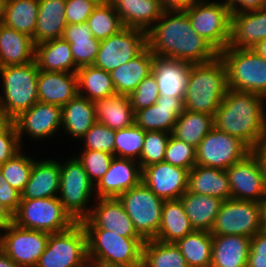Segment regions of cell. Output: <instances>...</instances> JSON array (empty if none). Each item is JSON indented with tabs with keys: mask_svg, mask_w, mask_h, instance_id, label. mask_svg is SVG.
<instances>
[{
	"mask_svg": "<svg viewBox=\"0 0 266 267\" xmlns=\"http://www.w3.org/2000/svg\"><path fill=\"white\" fill-rule=\"evenodd\" d=\"M147 43L155 56L191 64L209 62L219 55L195 32L185 11H164L147 32Z\"/></svg>",
	"mask_w": 266,
	"mask_h": 267,
	"instance_id": "1",
	"label": "cell"
},
{
	"mask_svg": "<svg viewBox=\"0 0 266 267\" xmlns=\"http://www.w3.org/2000/svg\"><path fill=\"white\" fill-rule=\"evenodd\" d=\"M265 99L260 94L228 89L213 116L214 127L255 149L266 140Z\"/></svg>",
	"mask_w": 266,
	"mask_h": 267,
	"instance_id": "2",
	"label": "cell"
},
{
	"mask_svg": "<svg viewBox=\"0 0 266 267\" xmlns=\"http://www.w3.org/2000/svg\"><path fill=\"white\" fill-rule=\"evenodd\" d=\"M228 89L226 67L219 55L209 62L192 64L184 109L214 116Z\"/></svg>",
	"mask_w": 266,
	"mask_h": 267,
	"instance_id": "3",
	"label": "cell"
},
{
	"mask_svg": "<svg viewBox=\"0 0 266 267\" xmlns=\"http://www.w3.org/2000/svg\"><path fill=\"white\" fill-rule=\"evenodd\" d=\"M0 74L4 93L0 94V107L14 120L39 101V68L34 60L24 65L0 67Z\"/></svg>",
	"mask_w": 266,
	"mask_h": 267,
	"instance_id": "4",
	"label": "cell"
},
{
	"mask_svg": "<svg viewBox=\"0 0 266 267\" xmlns=\"http://www.w3.org/2000/svg\"><path fill=\"white\" fill-rule=\"evenodd\" d=\"M228 88L260 94L266 98V60L253 49L226 47L219 52Z\"/></svg>",
	"mask_w": 266,
	"mask_h": 267,
	"instance_id": "5",
	"label": "cell"
},
{
	"mask_svg": "<svg viewBox=\"0 0 266 267\" xmlns=\"http://www.w3.org/2000/svg\"><path fill=\"white\" fill-rule=\"evenodd\" d=\"M89 263H142L141 237H123L114 231L84 228Z\"/></svg>",
	"mask_w": 266,
	"mask_h": 267,
	"instance_id": "6",
	"label": "cell"
},
{
	"mask_svg": "<svg viewBox=\"0 0 266 267\" xmlns=\"http://www.w3.org/2000/svg\"><path fill=\"white\" fill-rule=\"evenodd\" d=\"M13 223L25 229L59 233L77 222L64 209L58 197L21 200Z\"/></svg>",
	"mask_w": 266,
	"mask_h": 267,
	"instance_id": "7",
	"label": "cell"
},
{
	"mask_svg": "<svg viewBox=\"0 0 266 267\" xmlns=\"http://www.w3.org/2000/svg\"><path fill=\"white\" fill-rule=\"evenodd\" d=\"M35 267H91L83 225L77 222L66 231L49 234L45 251Z\"/></svg>",
	"mask_w": 266,
	"mask_h": 267,
	"instance_id": "8",
	"label": "cell"
},
{
	"mask_svg": "<svg viewBox=\"0 0 266 267\" xmlns=\"http://www.w3.org/2000/svg\"><path fill=\"white\" fill-rule=\"evenodd\" d=\"M118 200L132 220L137 234L144 241L156 239L165 200L157 197L142 181L122 193Z\"/></svg>",
	"mask_w": 266,
	"mask_h": 267,
	"instance_id": "9",
	"label": "cell"
},
{
	"mask_svg": "<svg viewBox=\"0 0 266 267\" xmlns=\"http://www.w3.org/2000/svg\"><path fill=\"white\" fill-rule=\"evenodd\" d=\"M63 162L60 164L58 198L71 217L81 222L90 215L91 208L87 204L91 201L95 185L76 157Z\"/></svg>",
	"mask_w": 266,
	"mask_h": 267,
	"instance_id": "10",
	"label": "cell"
},
{
	"mask_svg": "<svg viewBox=\"0 0 266 267\" xmlns=\"http://www.w3.org/2000/svg\"><path fill=\"white\" fill-rule=\"evenodd\" d=\"M193 29L218 52L229 46L231 13L224 2L199 0L185 10Z\"/></svg>",
	"mask_w": 266,
	"mask_h": 267,
	"instance_id": "11",
	"label": "cell"
},
{
	"mask_svg": "<svg viewBox=\"0 0 266 267\" xmlns=\"http://www.w3.org/2000/svg\"><path fill=\"white\" fill-rule=\"evenodd\" d=\"M261 229L262 203L231 198L222 202L210 233L252 238Z\"/></svg>",
	"mask_w": 266,
	"mask_h": 267,
	"instance_id": "12",
	"label": "cell"
},
{
	"mask_svg": "<svg viewBox=\"0 0 266 267\" xmlns=\"http://www.w3.org/2000/svg\"><path fill=\"white\" fill-rule=\"evenodd\" d=\"M250 152L240 139L213 127L196 148V165L226 170Z\"/></svg>",
	"mask_w": 266,
	"mask_h": 267,
	"instance_id": "13",
	"label": "cell"
},
{
	"mask_svg": "<svg viewBox=\"0 0 266 267\" xmlns=\"http://www.w3.org/2000/svg\"><path fill=\"white\" fill-rule=\"evenodd\" d=\"M147 46V32L125 27L119 33L100 41L94 66L110 73L139 55Z\"/></svg>",
	"mask_w": 266,
	"mask_h": 267,
	"instance_id": "14",
	"label": "cell"
},
{
	"mask_svg": "<svg viewBox=\"0 0 266 267\" xmlns=\"http://www.w3.org/2000/svg\"><path fill=\"white\" fill-rule=\"evenodd\" d=\"M2 232L0 233V248L18 266L35 267L45 251L49 233L25 229L14 223Z\"/></svg>",
	"mask_w": 266,
	"mask_h": 267,
	"instance_id": "15",
	"label": "cell"
},
{
	"mask_svg": "<svg viewBox=\"0 0 266 267\" xmlns=\"http://www.w3.org/2000/svg\"><path fill=\"white\" fill-rule=\"evenodd\" d=\"M225 171L231 188V198L259 203L266 199L260 165L252 152Z\"/></svg>",
	"mask_w": 266,
	"mask_h": 267,
	"instance_id": "16",
	"label": "cell"
},
{
	"mask_svg": "<svg viewBox=\"0 0 266 267\" xmlns=\"http://www.w3.org/2000/svg\"><path fill=\"white\" fill-rule=\"evenodd\" d=\"M189 170L162 161L142 169V182L163 200L179 199L188 190Z\"/></svg>",
	"mask_w": 266,
	"mask_h": 267,
	"instance_id": "17",
	"label": "cell"
},
{
	"mask_svg": "<svg viewBox=\"0 0 266 267\" xmlns=\"http://www.w3.org/2000/svg\"><path fill=\"white\" fill-rule=\"evenodd\" d=\"M20 144L24 133L31 138L44 139L57 133L62 123V107L55 104L36 102L30 109L13 120Z\"/></svg>",
	"mask_w": 266,
	"mask_h": 267,
	"instance_id": "18",
	"label": "cell"
},
{
	"mask_svg": "<svg viewBox=\"0 0 266 267\" xmlns=\"http://www.w3.org/2000/svg\"><path fill=\"white\" fill-rule=\"evenodd\" d=\"M96 199L98 202H95L94 207L91 206L90 215L80 222L84 228L114 231L123 237H140L118 198Z\"/></svg>",
	"mask_w": 266,
	"mask_h": 267,
	"instance_id": "19",
	"label": "cell"
},
{
	"mask_svg": "<svg viewBox=\"0 0 266 267\" xmlns=\"http://www.w3.org/2000/svg\"><path fill=\"white\" fill-rule=\"evenodd\" d=\"M142 181V169L136 160L114 157L110 168L95 185L96 198H118Z\"/></svg>",
	"mask_w": 266,
	"mask_h": 267,
	"instance_id": "20",
	"label": "cell"
},
{
	"mask_svg": "<svg viewBox=\"0 0 266 267\" xmlns=\"http://www.w3.org/2000/svg\"><path fill=\"white\" fill-rule=\"evenodd\" d=\"M184 97L160 95L157 103L135 112V124L144 131L172 133L178 116L185 110Z\"/></svg>",
	"mask_w": 266,
	"mask_h": 267,
	"instance_id": "21",
	"label": "cell"
},
{
	"mask_svg": "<svg viewBox=\"0 0 266 267\" xmlns=\"http://www.w3.org/2000/svg\"><path fill=\"white\" fill-rule=\"evenodd\" d=\"M191 63L164 57H153L152 73L159 87V95L184 97Z\"/></svg>",
	"mask_w": 266,
	"mask_h": 267,
	"instance_id": "22",
	"label": "cell"
},
{
	"mask_svg": "<svg viewBox=\"0 0 266 267\" xmlns=\"http://www.w3.org/2000/svg\"><path fill=\"white\" fill-rule=\"evenodd\" d=\"M266 38V8L231 15V37L228 47L252 49Z\"/></svg>",
	"mask_w": 266,
	"mask_h": 267,
	"instance_id": "23",
	"label": "cell"
},
{
	"mask_svg": "<svg viewBox=\"0 0 266 267\" xmlns=\"http://www.w3.org/2000/svg\"><path fill=\"white\" fill-rule=\"evenodd\" d=\"M37 91L40 102L62 107L78 94L77 73L39 70Z\"/></svg>",
	"mask_w": 266,
	"mask_h": 267,
	"instance_id": "24",
	"label": "cell"
},
{
	"mask_svg": "<svg viewBox=\"0 0 266 267\" xmlns=\"http://www.w3.org/2000/svg\"><path fill=\"white\" fill-rule=\"evenodd\" d=\"M60 172V162L56 160H34L29 181L21 192V200L58 197Z\"/></svg>",
	"mask_w": 266,
	"mask_h": 267,
	"instance_id": "25",
	"label": "cell"
},
{
	"mask_svg": "<svg viewBox=\"0 0 266 267\" xmlns=\"http://www.w3.org/2000/svg\"><path fill=\"white\" fill-rule=\"evenodd\" d=\"M34 60L32 37L0 22V67L24 65Z\"/></svg>",
	"mask_w": 266,
	"mask_h": 267,
	"instance_id": "26",
	"label": "cell"
},
{
	"mask_svg": "<svg viewBox=\"0 0 266 267\" xmlns=\"http://www.w3.org/2000/svg\"><path fill=\"white\" fill-rule=\"evenodd\" d=\"M154 54L147 46L139 55L110 72L117 94L129 96L152 73Z\"/></svg>",
	"mask_w": 266,
	"mask_h": 267,
	"instance_id": "27",
	"label": "cell"
},
{
	"mask_svg": "<svg viewBox=\"0 0 266 267\" xmlns=\"http://www.w3.org/2000/svg\"><path fill=\"white\" fill-rule=\"evenodd\" d=\"M250 240L240 235H212L211 267H246Z\"/></svg>",
	"mask_w": 266,
	"mask_h": 267,
	"instance_id": "28",
	"label": "cell"
},
{
	"mask_svg": "<svg viewBox=\"0 0 266 267\" xmlns=\"http://www.w3.org/2000/svg\"><path fill=\"white\" fill-rule=\"evenodd\" d=\"M35 61L39 70L77 73L69 42L63 38L35 45Z\"/></svg>",
	"mask_w": 266,
	"mask_h": 267,
	"instance_id": "29",
	"label": "cell"
},
{
	"mask_svg": "<svg viewBox=\"0 0 266 267\" xmlns=\"http://www.w3.org/2000/svg\"><path fill=\"white\" fill-rule=\"evenodd\" d=\"M38 17L34 33V44L62 38L67 25L66 0H38Z\"/></svg>",
	"mask_w": 266,
	"mask_h": 267,
	"instance_id": "30",
	"label": "cell"
},
{
	"mask_svg": "<svg viewBox=\"0 0 266 267\" xmlns=\"http://www.w3.org/2000/svg\"><path fill=\"white\" fill-rule=\"evenodd\" d=\"M194 230L210 232L219 213L222 199L190 192L179 198Z\"/></svg>",
	"mask_w": 266,
	"mask_h": 267,
	"instance_id": "31",
	"label": "cell"
},
{
	"mask_svg": "<svg viewBox=\"0 0 266 267\" xmlns=\"http://www.w3.org/2000/svg\"><path fill=\"white\" fill-rule=\"evenodd\" d=\"M188 190L193 193L231 199V188L225 170L195 165L189 171Z\"/></svg>",
	"mask_w": 266,
	"mask_h": 267,
	"instance_id": "32",
	"label": "cell"
},
{
	"mask_svg": "<svg viewBox=\"0 0 266 267\" xmlns=\"http://www.w3.org/2000/svg\"><path fill=\"white\" fill-rule=\"evenodd\" d=\"M124 27L148 32L164 10L160 0H125L116 8Z\"/></svg>",
	"mask_w": 266,
	"mask_h": 267,
	"instance_id": "33",
	"label": "cell"
},
{
	"mask_svg": "<svg viewBox=\"0 0 266 267\" xmlns=\"http://www.w3.org/2000/svg\"><path fill=\"white\" fill-rule=\"evenodd\" d=\"M96 121L112 130L130 127L135 123V113L126 95L114 94L93 102Z\"/></svg>",
	"mask_w": 266,
	"mask_h": 267,
	"instance_id": "34",
	"label": "cell"
},
{
	"mask_svg": "<svg viewBox=\"0 0 266 267\" xmlns=\"http://www.w3.org/2000/svg\"><path fill=\"white\" fill-rule=\"evenodd\" d=\"M62 38L69 42L77 68L94 65L100 40L93 37L87 22L66 25Z\"/></svg>",
	"mask_w": 266,
	"mask_h": 267,
	"instance_id": "35",
	"label": "cell"
},
{
	"mask_svg": "<svg viewBox=\"0 0 266 267\" xmlns=\"http://www.w3.org/2000/svg\"><path fill=\"white\" fill-rule=\"evenodd\" d=\"M94 103L77 94L62 106V127L71 137L81 139L96 123Z\"/></svg>",
	"mask_w": 266,
	"mask_h": 267,
	"instance_id": "36",
	"label": "cell"
},
{
	"mask_svg": "<svg viewBox=\"0 0 266 267\" xmlns=\"http://www.w3.org/2000/svg\"><path fill=\"white\" fill-rule=\"evenodd\" d=\"M194 231L180 199L165 200L162 207V221L156 240L176 243Z\"/></svg>",
	"mask_w": 266,
	"mask_h": 267,
	"instance_id": "37",
	"label": "cell"
},
{
	"mask_svg": "<svg viewBox=\"0 0 266 267\" xmlns=\"http://www.w3.org/2000/svg\"><path fill=\"white\" fill-rule=\"evenodd\" d=\"M213 127L212 115L184 110L178 116L171 135L197 148Z\"/></svg>",
	"mask_w": 266,
	"mask_h": 267,
	"instance_id": "38",
	"label": "cell"
},
{
	"mask_svg": "<svg viewBox=\"0 0 266 267\" xmlns=\"http://www.w3.org/2000/svg\"><path fill=\"white\" fill-rule=\"evenodd\" d=\"M78 94L94 102L116 94L110 73L91 66L78 68Z\"/></svg>",
	"mask_w": 266,
	"mask_h": 267,
	"instance_id": "39",
	"label": "cell"
},
{
	"mask_svg": "<svg viewBox=\"0 0 266 267\" xmlns=\"http://www.w3.org/2000/svg\"><path fill=\"white\" fill-rule=\"evenodd\" d=\"M38 0H7L1 23L32 37L38 17Z\"/></svg>",
	"mask_w": 266,
	"mask_h": 267,
	"instance_id": "40",
	"label": "cell"
},
{
	"mask_svg": "<svg viewBox=\"0 0 266 267\" xmlns=\"http://www.w3.org/2000/svg\"><path fill=\"white\" fill-rule=\"evenodd\" d=\"M189 267H211L212 234L194 230L176 242Z\"/></svg>",
	"mask_w": 266,
	"mask_h": 267,
	"instance_id": "41",
	"label": "cell"
},
{
	"mask_svg": "<svg viewBox=\"0 0 266 267\" xmlns=\"http://www.w3.org/2000/svg\"><path fill=\"white\" fill-rule=\"evenodd\" d=\"M142 264L143 267H189L176 243L156 239L144 242Z\"/></svg>",
	"mask_w": 266,
	"mask_h": 267,
	"instance_id": "42",
	"label": "cell"
},
{
	"mask_svg": "<svg viewBox=\"0 0 266 267\" xmlns=\"http://www.w3.org/2000/svg\"><path fill=\"white\" fill-rule=\"evenodd\" d=\"M87 24L93 37L100 41L125 28L116 9L109 4H98L87 19Z\"/></svg>",
	"mask_w": 266,
	"mask_h": 267,
	"instance_id": "43",
	"label": "cell"
},
{
	"mask_svg": "<svg viewBox=\"0 0 266 267\" xmlns=\"http://www.w3.org/2000/svg\"><path fill=\"white\" fill-rule=\"evenodd\" d=\"M146 131L135 123L126 128L115 130L114 157L139 161Z\"/></svg>",
	"mask_w": 266,
	"mask_h": 267,
	"instance_id": "44",
	"label": "cell"
},
{
	"mask_svg": "<svg viewBox=\"0 0 266 267\" xmlns=\"http://www.w3.org/2000/svg\"><path fill=\"white\" fill-rule=\"evenodd\" d=\"M34 160L29 156L23 155L20 150L12 158L0 165V170L7 183L20 193L29 181Z\"/></svg>",
	"mask_w": 266,
	"mask_h": 267,
	"instance_id": "45",
	"label": "cell"
},
{
	"mask_svg": "<svg viewBox=\"0 0 266 267\" xmlns=\"http://www.w3.org/2000/svg\"><path fill=\"white\" fill-rule=\"evenodd\" d=\"M170 133L161 131H146L143 150L139 159L141 169L164 161L165 150L169 141Z\"/></svg>",
	"mask_w": 266,
	"mask_h": 267,
	"instance_id": "46",
	"label": "cell"
},
{
	"mask_svg": "<svg viewBox=\"0 0 266 267\" xmlns=\"http://www.w3.org/2000/svg\"><path fill=\"white\" fill-rule=\"evenodd\" d=\"M76 158L84 167L90 181L96 185L107 173L114 155L95 150H83Z\"/></svg>",
	"mask_w": 266,
	"mask_h": 267,
	"instance_id": "47",
	"label": "cell"
},
{
	"mask_svg": "<svg viewBox=\"0 0 266 267\" xmlns=\"http://www.w3.org/2000/svg\"><path fill=\"white\" fill-rule=\"evenodd\" d=\"M164 161L190 171L196 165V148L170 135Z\"/></svg>",
	"mask_w": 266,
	"mask_h": 267,
	"instance_id": "48",
	"label": "cell"
},
{
	"mask_svg": "<svg viewBox=\"0 0 266 267\" xmlns=\"http://www.w3.org/2000/svg\"><path fill=\"white\" fill-rule=\"evenodd\" d=\"M81 139L84 141V150H95L114 155L115 130L105 124L96 122Z\"/></svg>",
	"mask_w": 266,
	"mask_h": 267,
	"instance_id": "49",
	"label": "cell"
},
{
	"mask_svg": "<svg viewBox=\"0 0 266 267\" xmlns=\"http://www.w3.org/2000/svg\"><path fill=\"white\" fill-rule=\"evenodd\" d=\"M159 96L158 83L150 73L128 97L135 113L157 103Z\"/></svg>",
	"mask_w": 266,
	"mask_h": 267,
	"instance_id": "50",
	"label": "cell"
},
{
	"mask_svg": "<svg viewBox=\"0 0 266 267\" xmlns=\"http://www.w3.org/2000/svg\"><path fill=\"white\" fill-rule=\"evenodd\" d=\"M97 5L93 0H66L65 18L67 25L86 23Z\"/></svg>",
	"mask_w": 266,
	"mask_h": 267,
	"instance_id": "51",
	"label": "cell"
},
{
	"mask_svg": "<svg viewBox=\"0 0 266 267\" xmlns=\"http://www.w3.org/2000/svg\"><path fill=\"white\" fill-rule=\"evenodd\" d=\"M22 148L13 122L4 132L0 133V165L12 158Z\"/></svg>",
	"mask_w": 266,
	"mask_h": 267,
	"instance_id": "52",
	"label": "cell"
},
{
	"mask_svg": "<svg viewBox=\"0 0 266 267\" xmlns=\"http://www.w3.org/2000/svg\"><path fill=\"white\" fill-rule=\"evenodd\" d=\"M246 267H266V230L261 229L251 238Z\"/></svg>",
	"mask_w": 266,
	"mask_h": 267,
	"instance_id": "53",
	"label": "cell"
},
{
	"mask_svg": "<svg viewBox=\"0 0 266 267\" xmlns=\"http://www.w3.org/2000/svg\"><path fill=\"white\" fill-rule=\"evenodd\" d=\"M20 202L21 193L7 183L0 170V203L15 214Z\"/></svg>",
	"mask_w": 266,
	"mask_h": 267,
	"instance_id": "54",
	"label": "cell"
},
{
	"mask_svg": "<svg viewBox=\"0 0 266 267\" xmlns=\"http://www.w3.org/2000/svg\"><path fill=\"white\" fill-rule=\"evenodd\" d=\"M224 3L229 7L231 15L266 8V0H225Z\"/></svg>",
	"mask_w": 266,
	"mask_h": 267,
	"instance_id": "55",
	"label": "cell"
},
{
	"mask_svg": "<svg viewBox=\"0 0 266 267\" xmlns=\"http://www.w3.org/2000/svg\"><path fill=\"white\" fill-rule=\"evenodd\" d=\"M199 0H160L164 11H185Z\"/></svg>",
	"mask_w": 266,
	"mask_h": 267,
	"instance_id": "56",
	"label": "cell"
},
{
	"mask_svg": "<svg viewBox=\"0 0 266 267\" xmlns=\"http://www.w3.org/2000/svg\"><path fill=\"white\" fill-rule=\"evenodd\" d=\"M251 152L256 156L258 160L264 180V186L266 189V140L255 149L251 150Z\"/></svg>",
	"mask_w": 266,
	"mask_h": 267,
	"instance_id": "57",
	"label": "cell"
},
{
	"mask_svg": "<svg viewBox=\"0 0 266 267\" xmlns=\"http://www.w3.org/2000/svg\"><path fill=\"white\" fill-rule=\"evenodd\" d=\"M14 214L0 203V230L3 231L9 225L13 224ZM0 231V233H1Z\"/></svg>",
	"mask_w": 266,
	"mask_h": 267,
	"instance_id": "58",
	"label": "cell"
},
{
	"mask_svg": "<svg viewBox=\"0 0 266 267\" xmlns=\"http://www.w3.org/2000/svg\"><path fill=\"white\" fill-rule=\"evenodd\" d=\"M91 267H143L142 263H90Z\"/></svg>",
	"mask_w": 266,
	"mask_h": 267,
	"instance_id": "59",
	"label": "cell"
},
{
	"mask_svg": "<svg viewBox=\"0 0 266 267\" xmlns=\"http://www.w3.org/2000/svg\"><path fill=\"white\" fill-rule=\"evenodd\" d=\"M12 123L13 120L0 107V133L4 132Z\"/></svg>",
	"mask_w": 266,
	"mask_h": 267,
	"instance_id": "60",
	"label": "cell"
},
{
	"mask_svg": "<svg viewBox=\"0 0 266 267\" xmlns=\"http://www.w3.org/2000/svg\"><path fill=\"white\" fill-rule=\"evenodd\" d=\"M0 267H20L0 248Z\"/></svg>",
	"mask_w": 266,
	"mask_h": 267,
	"instance_id": "61",
	"label": "cell"
},
{
	"mask_svg": "<svg viewBox=\"0 0 266 267\" xmlns=\"http://www.w3.org/2000/svg\"><path fill=\"white\" fill-rule=\"evenodd\" d=\"M252 49L266 60V38L258 42Z\"/></svg>",
	"mask_w": 266,
	"mask_h": 267,
	"instance_id": "62",
	"label": "cell"
},
{
	"mask_svg": "<svg viewBox=\"0 0 266 267\" xmlns=\"http://www.w3.org/2000/svg\"><path fill=\"white\" fill-rule=\"evenodd\" d=\"M263 229L266 230V199L262 202Z\"/></svg>",
	"mask_w": 266,
	"mask_h": 267,
	"instance_id": "63",
	"label": "cell"
},
{
	"mask_svg": "<svg viewBox=\"0 0 266 267\" xmlns=\"http://www.w3.org/2000/svg\"><path fill=\"white\" fill-rule=\"evenodd\" d=\"M7 0H0V22L3 19Z\"/></svg>",
	"mask_w": 266,
	"mask_h": 267,
	"instance_id": "64",
	"label": "cell"
},
{
	"mask_svg": "<svg viewBox=\"0 0 266 267\" xmlns=\"http://www.w3.org/2000/svg\"><path fill=\"white\" fill-rule=\"evenodd\" d=\"M125 0H107V4L112 5L114 8H116L121 2H124Z\"/></svg>",
	"mask_w": 266,
	"mask_h": 267,
	"instance_id": "65",
	"label": "cell"
},
{
	"mask_svg": "<svg viewBox=\"0 0 266 267\" xmlns=\"http://www.w3.org/2000/svg\"><path fill=\"white\" fill-rule=\"evenodd\" d=\"M97 4H107V0H93Z\"/></svg>",
	"mask_w": 266,
	"mask_h": 267,
	"instance_id": "66",
	"label": "cell"
}]
</instances>
